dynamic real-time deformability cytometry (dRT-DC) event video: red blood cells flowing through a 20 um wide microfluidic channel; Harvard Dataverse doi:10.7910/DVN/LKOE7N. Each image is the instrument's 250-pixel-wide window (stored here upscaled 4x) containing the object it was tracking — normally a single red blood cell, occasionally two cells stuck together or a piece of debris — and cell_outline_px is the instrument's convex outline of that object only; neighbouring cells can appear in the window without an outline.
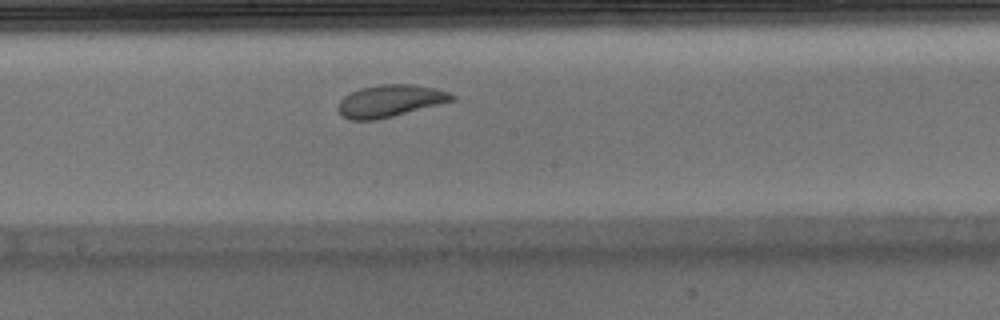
{"species": "Egyptian fruit bat (a non-hibernating species)", "species_latin": "Rousettus aegyptiacus", "temperature_condition": "warm", "stored_images_in_passage": 41, "camera_frame_rate_fps": 3000, "um_per_image_px": 0.085, "animal": {"sex": "male"}, "frame": {"image": 1, "passage_image": 18, "time_ms": 5.667, "image_size_px": [1000, 320], "cell_outline_px": [[456, 100], [376, 120], [348, 120], [340, 112], [340, 100], [344, 96], [360, 88], [380, 84], [416, 84], [436, 88], [448, 92], [456, 96]], "centroid_in_image_um": [33.2, 8.56], "position_along_channel_um": 215.0, "area_um2": 21.15}, "authors_computed_cell_mechanics": {"area_um2": 21.7906, "velocity_mm_per_s": 3.9341, "shape_relaxation_time_tau1_ms": 3.6747, "shape_relaxation_time_tau2_ms": 1.798, "deformation_change_tau1": 0.1339, "deformation_change_tau2": 0.0726}}